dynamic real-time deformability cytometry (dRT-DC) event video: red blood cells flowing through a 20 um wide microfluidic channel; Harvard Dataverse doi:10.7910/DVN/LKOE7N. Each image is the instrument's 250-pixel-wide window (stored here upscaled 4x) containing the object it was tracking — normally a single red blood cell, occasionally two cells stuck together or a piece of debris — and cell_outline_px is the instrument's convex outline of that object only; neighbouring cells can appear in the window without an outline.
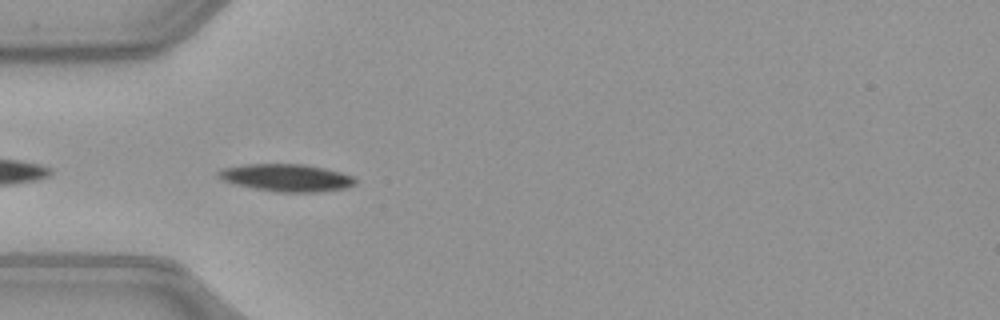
{"species": "common noctule bat (a hibernating species)", "species_latin": "Nyctalus noctula", "temperature_condition": "warm", "stored_images_in_passage": 37, "camera_frame_rate_fps": 3000, "um_per_image_px": 0.085, "animal": {"sex": "female", "body_mass_g": 21.9}, "frame": {"image": 1, "passage_image": 2, "time_ms": 0.333, "image_size_px": [1000, 320], "cell_outline_px": [[356, 184], [344, 188], [320, 192], [276, 192], [252, 188], [232, 184], [220, 180], [216, 176], [216, 172], [224, 168], [248, 164], [304, 164], [324, 168], [340, 172], [352, 176], [356, 180]], "centroid_in_image_um": [24.3, 15.11], "position_along_channel_um": 60.7, "area_um2": 22.02}}
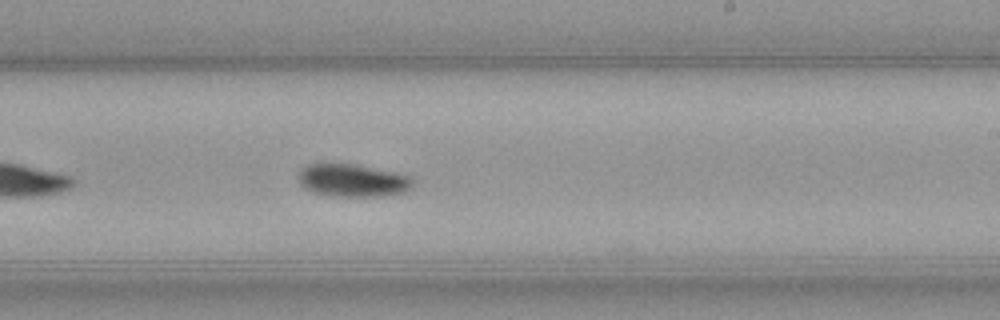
{"frame": {"image": 2, "passage_image": 17, "time_ms": 5.333, "image_size_px": [1000, 320], "cell_outline_px": [[412, 188], [404, 192], [380, 196], [336, 196], [312, 192], [304, 188], [300, 184], [300, 168], [308, 164], [320, 160], [356, 164], [400, 172], [412, 176]], "centroid_in_image_um": [29.95, 15.28], "position_along_channel_um": 259.0, "area_um2": 22.66}}
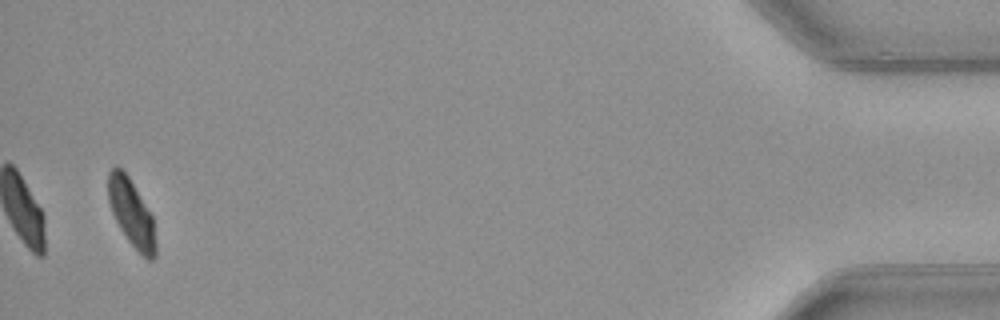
{"frame": {"image": 3, "passage_image": 36, "time_ms": 11.667, "image_size_px": [1000, 320], "cell_outline_px": [[156, 256], [152, 260], [148, 260], [128, 240], [120, 228], [112, 212], [108, 200], [108, 172], [116, 164], [128, 176], [152, 216], [156, 244]], "centroid_in_image_um": [11.16, 18.09], "position_along_channel_um": 424.0, "area_um2": 18.21}, "authors_computed_cell_mechanics": {"area_um2": 21.1548, "velocity_mm_per_s": 4.0058, "shape_relaxation_time_tau1_ms": 2.3284, "shape_relaxation_time_tau2_ms": null, "deformation_change_tau1": 0.1365, "deformation_change_tau2": null}}